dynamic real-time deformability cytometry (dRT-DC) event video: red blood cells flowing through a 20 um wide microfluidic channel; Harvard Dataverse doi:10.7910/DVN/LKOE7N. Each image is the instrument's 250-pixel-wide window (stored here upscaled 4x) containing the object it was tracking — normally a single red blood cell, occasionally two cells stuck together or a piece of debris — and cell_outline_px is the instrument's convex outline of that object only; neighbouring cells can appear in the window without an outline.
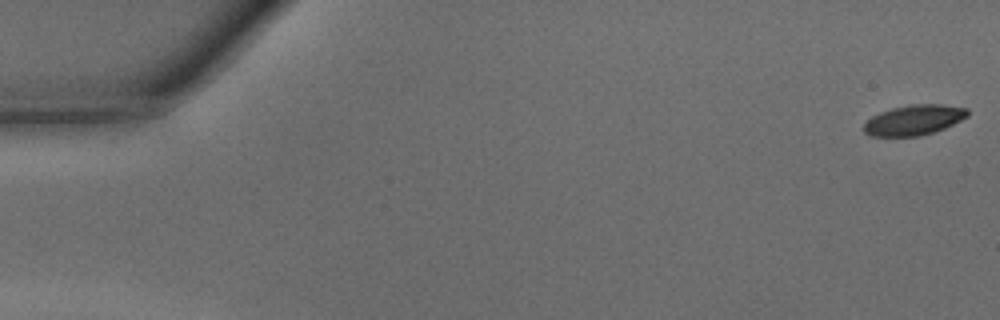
{"species": "common noctule bat (a hibernating species)", "species_latin": "Nyctalus noctula", "temperature_condition": "warm", "stored_images_in_passage": 46, "camera_frame_rate_fps": 3000, "um_per_image_px": 0.085, "animal": {"sex": "male", "body_mass_g": 15.6}, "frame": {"image": 1, "passage_image": 1, "time_ms": 0.0, "image_size_px": [1000, 320], "cell_outline_px": [[968, 116], [944, 128], [920, 136], [872, 136], [864, 132], [864, 124], [872, 116], [880, 112], [892, 108], [908, 104], [944, 104], [968, 108]], "centroid_in_image_um": [77.69, 10.19], "position_along_channel_um": 7.3, "area_um2": 18.21}}
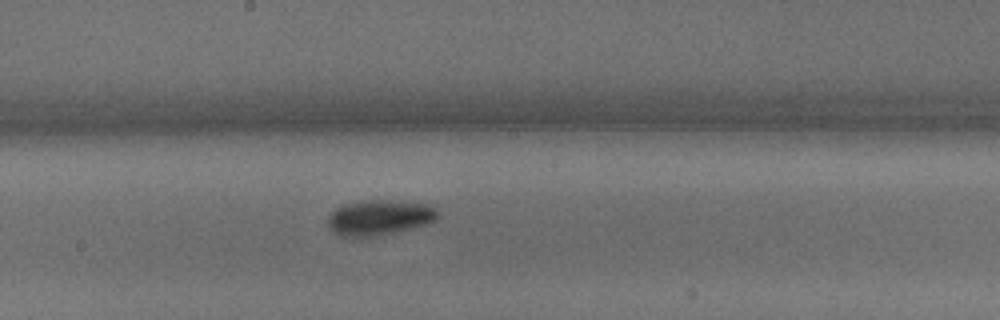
{"frame": {"image": 2, "passage_image": 26, "time_ms": 8.333, "image_size_px": [1000, 320], "cell_outline_px": [[440, 216], [428, 224], [412, 228], [376, 236], [352, 240], [328, 228], [328, 216], [336, 208], [344, 204], [360, 200], [392, 200], [424, 204], [436, 208]], "centroid_in_image_um": [32.22, 18.51], "position_along_channel_um": 216.0, "area_um2": 22.95}}
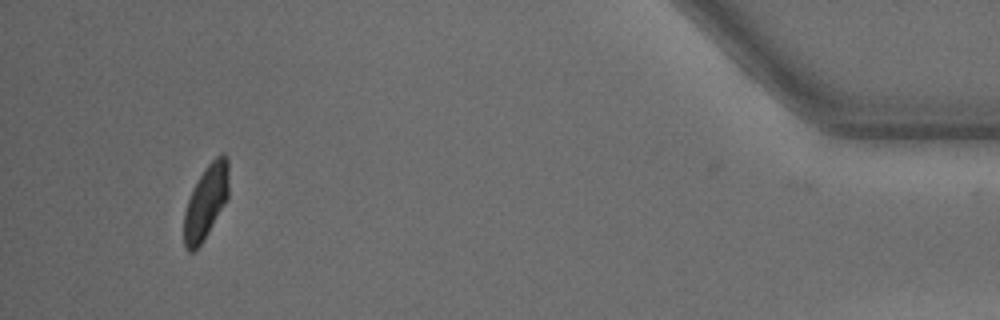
{"frame": {"image": 3, "passage_image": 45, "time_ms": 14.667, "image_size_px": [1000, 320], "cell_outline_px": [[228, 196], [224, 204], [208, 232], [200, 244], [192, 252], [188, 252], [184, 248], [184, 212], [192, 188], [204, 168], [220, 152], [224, 152], [228, 156]], "centroid_in_image_um": [17.5, 17.11], "position_along_channel_um": 417.7, "area_um2": 19.25}, "authors_computed_cell_mechanics": {"area_um2": 20.1722, "velocity_mm_per_s": 4.2792, "shape_relaxation_time_tau1_ms": 2.033, "shape_relaxation_time_tau2_ms": 7.9172, "deformation_change_tau1": 0.1166, "deformation_change_tau2": 0.121}}